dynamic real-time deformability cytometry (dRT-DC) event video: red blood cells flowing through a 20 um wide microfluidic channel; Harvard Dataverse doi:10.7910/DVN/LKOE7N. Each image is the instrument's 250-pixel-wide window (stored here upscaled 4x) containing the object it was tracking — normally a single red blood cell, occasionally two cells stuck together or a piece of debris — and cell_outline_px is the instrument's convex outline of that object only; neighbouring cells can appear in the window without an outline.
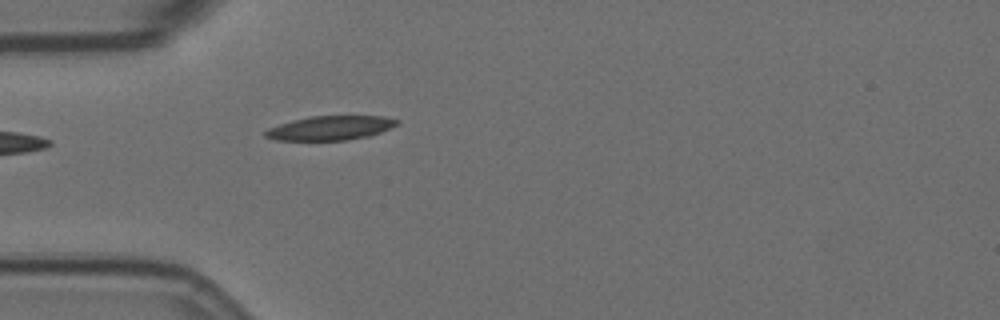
{"species": "Egyptian fruit bat (a non-hibernating species)", "species_latin": "Rousettus aegyptiacus", "temperature_condition": "room temperature", "stored_images_in_passage": 5, "camera_frame_rate_fps": 3000, "um_per_image_px": 0.085, "animal": {"sex": "female"}, "frame": {"image": 1, "passage_image": 1, "time_ms": 0.0, "image_size_px": [1000, 320], "cell_outline_px": [[400, 124], [380, 132], [368, 136], [348, 140], [276, 140], [264, 136], [264, 132], [268, 128], [292, 120], [308, 116], [384, 116], [400, 120]], "centroid_in_image_um": [28.1, 10.87], "position_along_channel_um": 56.9, "area_um2": 18.61}}
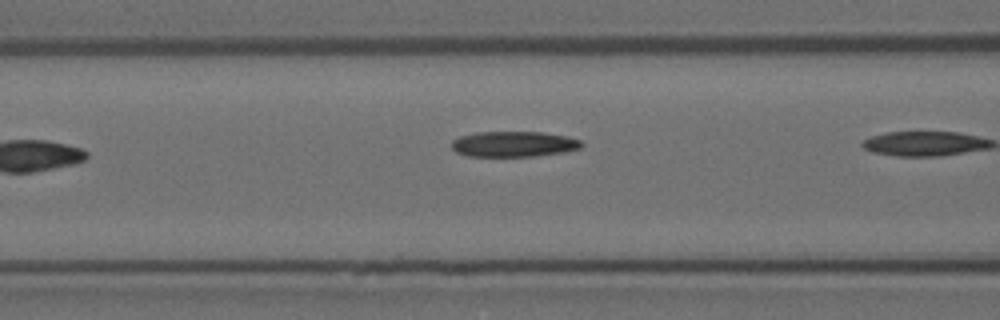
{"frame": {"image": 2, "passage_image": 4, "time_ms": 1.0, "image_size_px": [1000, 320], "cell_outline_px": [[584, 144], [580, 148], [564, 152], [532, 156], [468, 156], [456, 152], [452, 148], [452, 140], [460, 136], [476, 132], [544, 132], [568, 136], [580, 140]], "centroid_in_image_um": [43.68, 12.24], "position_along_channel_um": 122.9, "area_um2": 19.36}}